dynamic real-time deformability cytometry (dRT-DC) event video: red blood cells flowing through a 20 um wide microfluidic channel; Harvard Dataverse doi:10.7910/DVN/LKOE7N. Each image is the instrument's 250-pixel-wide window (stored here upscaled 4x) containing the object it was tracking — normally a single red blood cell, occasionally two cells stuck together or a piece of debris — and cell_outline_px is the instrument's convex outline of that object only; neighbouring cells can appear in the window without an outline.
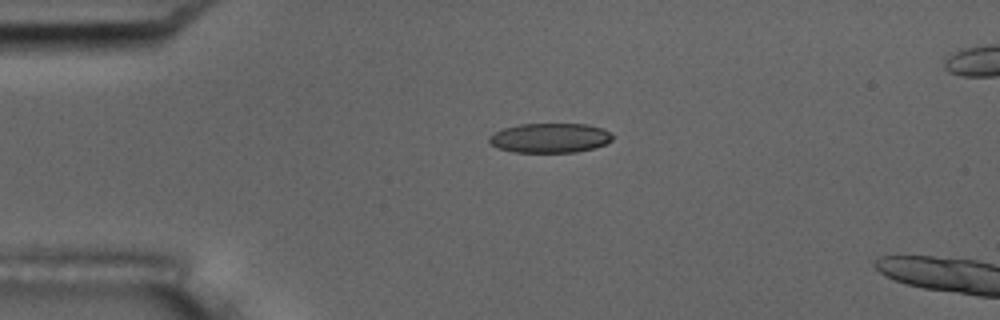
{"species": "common noctule bat (a hibernating species)", "species_latin": "Nyctalus noctula", "temperature_condition": "room temperature", "stored_images_in_passage": 9, "camera_frame_rate_fps": 3000, "um_per_image_px": 0.085, "animal": {"sex": "male", "body_mass_g": 17.5, "forearm_length_mm": 52.3}, "frame": {"image": 1, "passage_image": 6, "time_ms": 1.667, "image_size_px": [1000, 320], "cell_outline_px": [[612, 140], [596, 148], [576, 152], [512, 152], [488, 144], [488, 136], [504, 128], [520, 124], [588, 124], [604, 128], [612, 136]], "centroid_in_image_um": [46.74, 11.73], "position_along_channel_um": 38.3, "area_um2": 21.33}}